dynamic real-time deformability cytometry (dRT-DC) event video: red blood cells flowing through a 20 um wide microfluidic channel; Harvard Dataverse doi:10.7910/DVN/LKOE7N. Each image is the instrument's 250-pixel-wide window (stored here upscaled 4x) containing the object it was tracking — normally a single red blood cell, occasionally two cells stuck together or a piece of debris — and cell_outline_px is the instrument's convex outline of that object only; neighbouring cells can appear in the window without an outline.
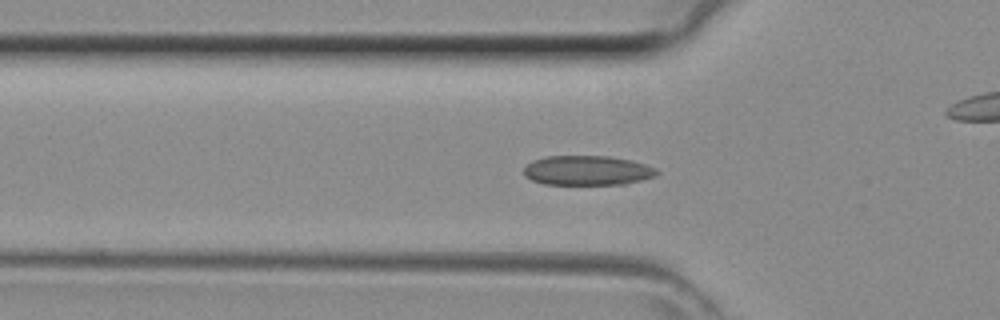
{"species": "common noctule bat (a hibernating species)", "species_latin": "Nyctalus noctula", "temperature_condition": "room temperature", "stored_images_in_passage": 43, "camera_frame_rate_fps": 3000, "um_per_image_px": 0.085, "animal": {"sex": "female", "body_mass_g": 29.2, "forearm_length_mm": 56.3}, "frame": {"image": 1, "passage_image": 13, "time_ms": 4.0, "image_size_px": [1000, 320], "cell_outline_px": [[660, 172], [656, 176], [624, 184], [544, 184], [532, 180], [524, 176], [524, 168], [532, 160], [544, 156], [608, 156], [632, 160], [656, 168]], "centroid_in_image_um": [49.92, 14.48], "position_along_channel_um": 75.9, "area_um2": 23.0}}
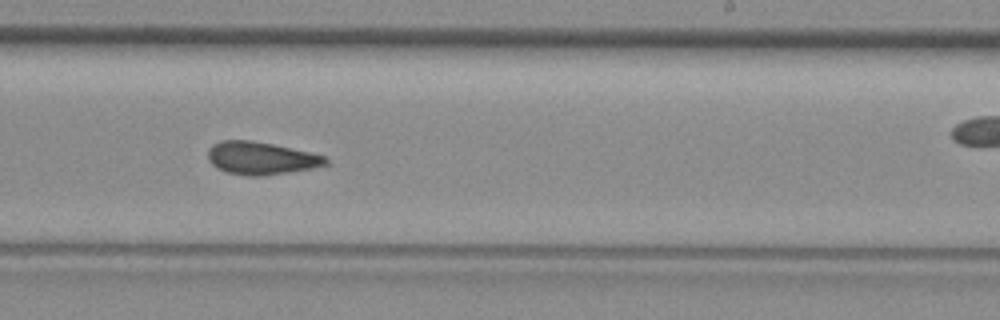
{"frame": {"image": 2, "passage_image": 25, "time_ms": 8.0, "image_size_px": [1000, 320], "cell_outline_px": [[328, 164], [324, 168], [264, 176], [248, 176], [228, 172], [216, 168], [208, 160], [208, 148], [212, 144], [220, 140], [248, 140], [272, 144], [308, 152], [324, 156], [328, 160]], "centroid_in_image_um": [22.23, 13.47], "position_along_channel_um": 266.8, "area_um2": 22.83}}
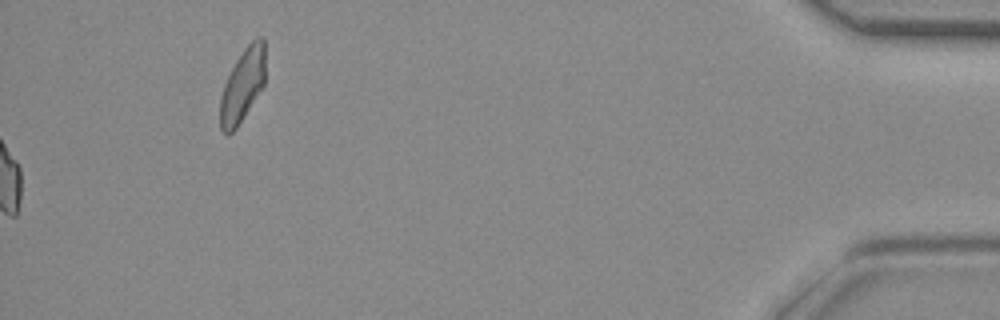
{"frame": {"image": 3, "passage_image": 43, "time_ms": 14.0, "image_size_px": [1000, 320], "cell_outline_px": [[264, 84], [236, 128], [232, 132], [224, 132], [220, 128], [220, 96], [224, 84], [236, 60], [244, 48], [256, 36], [264, 36]], "centroid_in_image_um": [20.61, 7.2], "position_along_channel_um": 414.6, "area_um2": 18.9}}